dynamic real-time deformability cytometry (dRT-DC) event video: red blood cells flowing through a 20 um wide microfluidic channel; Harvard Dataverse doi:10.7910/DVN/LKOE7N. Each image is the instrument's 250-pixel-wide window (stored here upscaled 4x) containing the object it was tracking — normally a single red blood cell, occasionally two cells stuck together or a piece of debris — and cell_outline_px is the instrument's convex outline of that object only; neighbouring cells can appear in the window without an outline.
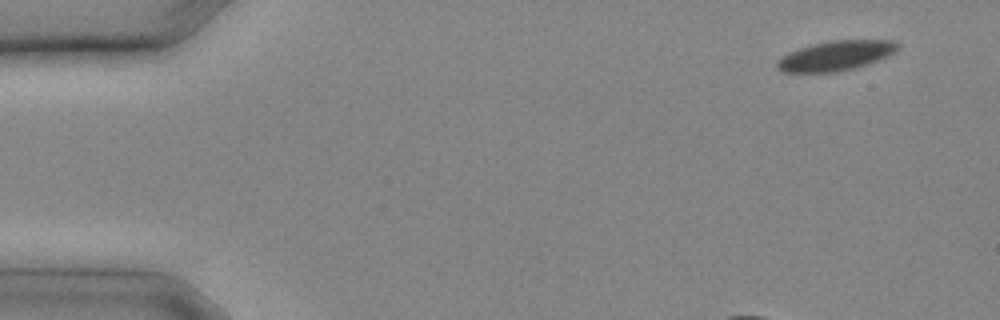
{"species": "common noctule bat (a hibernating species)", "species_latin": "Nyctalus noctula", "temperature_condition": "cold", "stored_images_in_passage": 20, "camera_frame_rate_fps": 3000, "um_per_image_px": 0.085, "animal": {"sex": "male", "body_mass_g": 20.4}, "frame": {"image": 1, "passage_image": 2, "time_ms": 0.333, "image_size_px": [1000, 320], "cell_outline_px": [[900, 44], [896, 52], [888, 56], [852, 68], [836, 72], [784, 72], [776, 68], [776, 64], [788, 52], [812, 44], [828, 40], [892, 40]], "centroid_in_image_um": [71.05, 4.72], "position_along_channel_um": 14.0, "area_um2": 20.69}}